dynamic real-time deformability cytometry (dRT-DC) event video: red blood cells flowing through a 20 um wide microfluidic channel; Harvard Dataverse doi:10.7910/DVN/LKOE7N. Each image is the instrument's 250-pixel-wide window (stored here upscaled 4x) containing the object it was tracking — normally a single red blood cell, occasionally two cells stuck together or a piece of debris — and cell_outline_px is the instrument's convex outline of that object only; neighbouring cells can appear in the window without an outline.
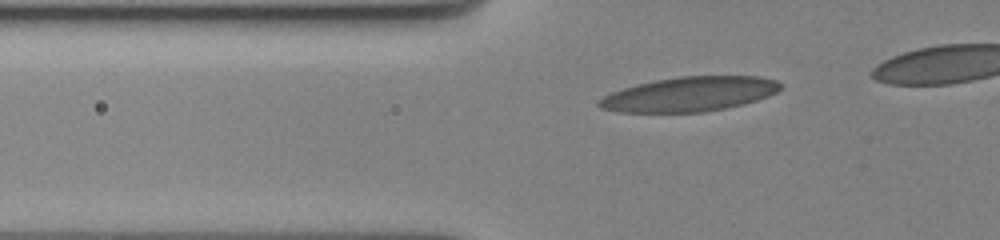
{"species": "human", "species_latin": "Homo sapiens", "temperature_condition": "cold", "stored_images_in_passage": 42, "camera_frame_rate_fps": 3000, "um_per_image_px": 0.085, "donor": {"sex": "female"}, "frame": {"image": 1, "passage_image": 10, "time_ms": 3.0, "image_size_px": [1000, 240], "cell_outline_px": [[780, 88], [776, 92], [768, 96], [744, 104], [704, 112], [616, 112], [600, 108], [596, 104], [596, 100], [612, 92], [636, 84], [656, 80], [680, 76], [760, 76], [776, 80], [780, 84]], "centroid_in_image_um": [58.57, 8.0], "position_along_channel_um": 67.2, "area_um2": 36.53}}
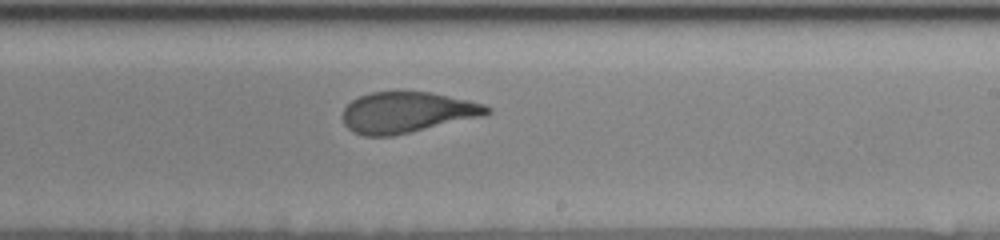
{"frame": {"image": 2, "passage_image": 27, "time_ms": 8.667, "image_size_px": [1000, 240], "cell_outline_px": [[492, 112], [484, 116], [392, 136], [364, 136], [352, 132], [344, 124], [344, 108], [352, 100], [360, 96], [372, 92], [432, 92], [468, 100], [484, 104], [492, 108]], "centroid_in_image_um": [34.63, 9.55], "position_along_channel_um": 254.4, "area_um2": 34.28}}
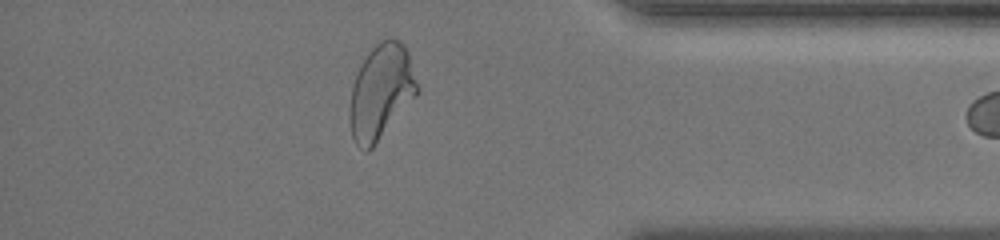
{"frame": {"image": 3, "passage_image": 41, "time_ms": 13.333, "image_size_px": [1000, 240], "cell_outline_px": [[420, 88], [416, 96], [372, 148], [368, 152], [364, 152], [356, 144], [352, 136], [348, 116], [348, 108], [352, 84], [360, 64], [368, 52], [380, 40], [392, 36], [400, 40], [404, 44], [408, 52]], "centroid_in_image_um": [32.37, 7.78], "position_along_channel_um": 402.8, "area_um2": 37.86}}